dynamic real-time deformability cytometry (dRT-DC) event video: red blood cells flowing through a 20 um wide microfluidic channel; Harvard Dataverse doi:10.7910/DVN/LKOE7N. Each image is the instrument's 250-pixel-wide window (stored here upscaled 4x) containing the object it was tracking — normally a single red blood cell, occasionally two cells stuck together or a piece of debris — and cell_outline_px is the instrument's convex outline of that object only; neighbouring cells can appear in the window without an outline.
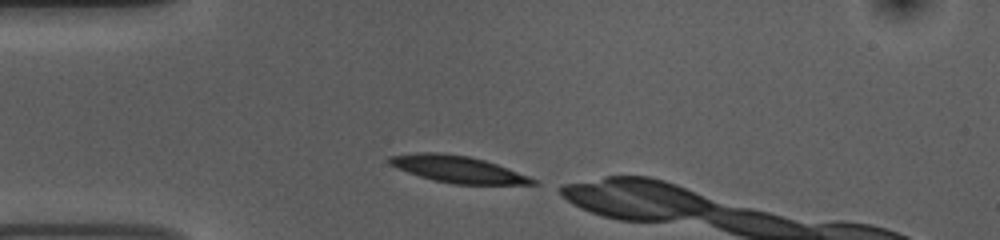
{"species": "common noctule bat (a hibernating species)", "species_latin": "Nyctalus noctula", "temperature_condition": "room temperature", "stored_images_in_passage": 6, "camera_frame_rate_fps": 3000, "um_per_image_px": 0.085, "animal": {"sex": "female", "body_mass_g": 10.0, "forearm_length_mm": 53.1}, "frame": {"image": 1, "passage_image": 1, "time_ms": 0.0, "image_size_px": [1000, 240], "cell_outline_px": [[540, 184], [452, 184], [432, 180], [396, 168], [388, 164], [388, 156], [416, 152], [440, 152], [468, 156], [484, 160], [496, 164], [528, 176], [536, 180]], "centroid_in_image_um": [38.85, 14.37], "position_along_channel_um": 46.1, "area_um2": 22.31}}
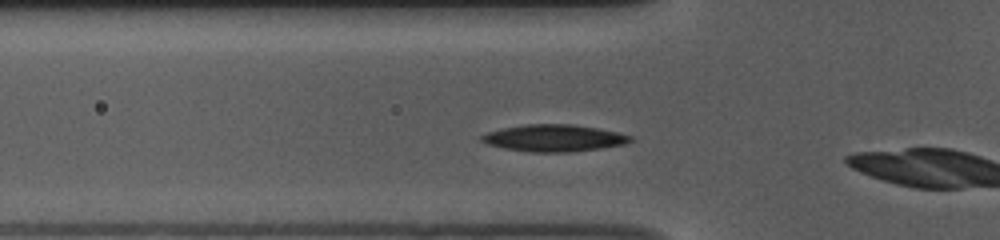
{"frame": {"image": 2, "passage_image": 5, "time_ms": 1.333, "image_size_px": [1000, 240], "cell_outline_px": [[632, 140], [628, 144], [572, 152], [528, 152], [504, 148], [488, 144], [480, 140], [480, 136], [488, 132], [504, 128], [524, 124], [572, 124], [596, 128], [616, 132], [632, 136]], "centroid_in_image_um": [47.09, 11.74], "position_along_channel_um": 78.7, "area_um2": 23.29}}